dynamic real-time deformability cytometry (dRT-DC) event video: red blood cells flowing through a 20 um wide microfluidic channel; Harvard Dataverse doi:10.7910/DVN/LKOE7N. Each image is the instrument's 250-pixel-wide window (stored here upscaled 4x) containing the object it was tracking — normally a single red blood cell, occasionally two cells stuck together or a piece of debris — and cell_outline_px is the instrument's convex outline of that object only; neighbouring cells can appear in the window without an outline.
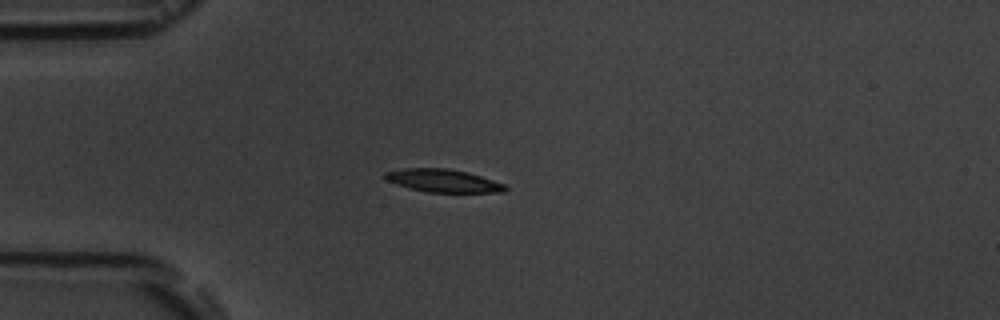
{"species": "common noctule bat (a hibernating species)", "species_latin": "Nyctalus noctula", "temperature_condition": "room temperature", "stored_images_in_passage": 3, "camera_frame_rate_fps": 3000, "um_per_image_px": 0.085, "animal": {"sex": "male", "body_mass_g": 19.5, "forearm_length_mm": 54.6}, "frame": {"image": 1, "passage_image": 1, "time_ms": 0.0, "image_size_px": [1000, 320], "cell_outline_px": [[508, 188], [504, 192], [428, 192], [396, 184], [388, 180], [384, 176], [384, 172], [404, 168], [448, 168], [468, 172], [504, 184]], "centroid_in_image_um": [37.67, 15.35], "position_along_channel_um": 47.3, "area_um2": 15.84}}
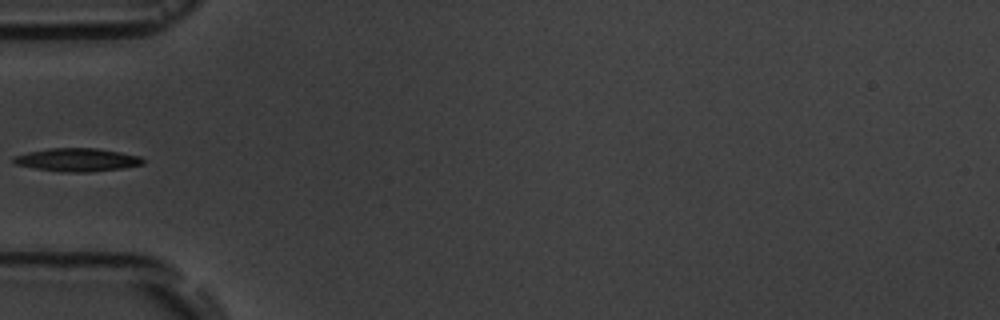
{"frame": {"image": 2, "passage_image": 2, "time_ms": 1.333, "image_size_px": [1000, 320], "cell_outline_px": [[144, 164], [120, 168], [88, 172], [68, 172], [36, 168], [16, 164], [12, 160], [12, 156], [28, 152], [48, 148], [96, 148], [120, 152], [140, 156], [144, 160]], "centroid_in_image_um": [6.55, 13.57], "position_along_channel_um": 78.4, "area_um2": 17.28}}
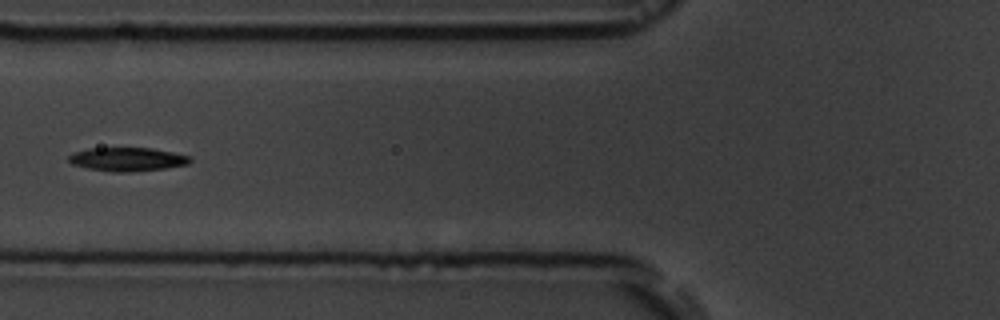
{"frame": {"image": 3, "passage_image": 3, "time_ms": 2.333, "image_size_px": [1000, 320], "cell_outline_px": [[192, 160], [188, 164], [164, 168], [132, 172], [112, 172], [88, 168], [72, 164], [68, 160], [68, 156], [72, 152], [88, 148], [152, 148], [192, 156]], "centroid_in_image_um": [10.81, 13.53], "position_along_channel_um": 115.0, "area_um2": 16.82}}